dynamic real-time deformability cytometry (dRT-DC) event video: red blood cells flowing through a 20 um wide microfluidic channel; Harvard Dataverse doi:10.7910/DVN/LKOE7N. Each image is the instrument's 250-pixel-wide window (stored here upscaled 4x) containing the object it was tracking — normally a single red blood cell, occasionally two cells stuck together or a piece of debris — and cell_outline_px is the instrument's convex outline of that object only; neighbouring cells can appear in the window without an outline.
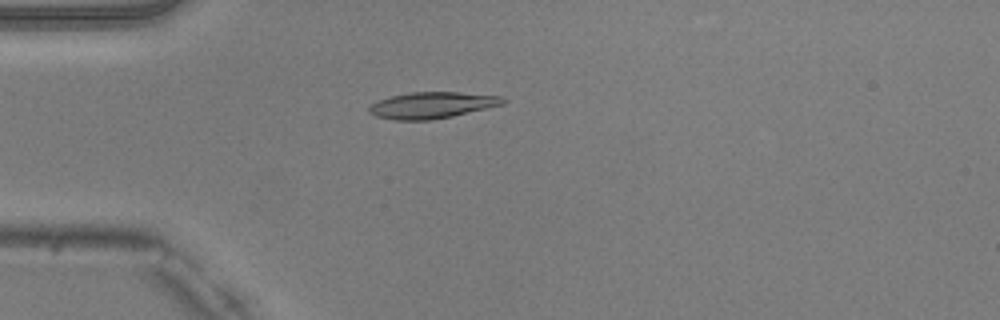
{"species": "common noctule bat (a hibernating species)", "species_latin": "Nyctalus noctula", "temperature_condition": "warm", "stored_images_in_passage": 47, "camera_frame_rate_fps": 3000, "um_per_image_px": 0.085, "animal": {"sex": "male", "body_mass_g": 20.5, "forearm_length_mm": 52.5}, "frame": {"image": 1, "passage_image": 14, "time_ms": 4.333, "image_size_px": [1000, 320], "cell_outline_px": [[508, 100], [504, 104], [452, 116], [432, 120], [396, 120], [376, 116], [368, 112], [368, 108], [372, 104], [380, 100], [392, 96], [412, 92], [460, 92], [504, 96]], "centroid_in_image_um": [36.77, 8.94], "position_along_channel_um": 48.2, "area_um2": 20.52}}
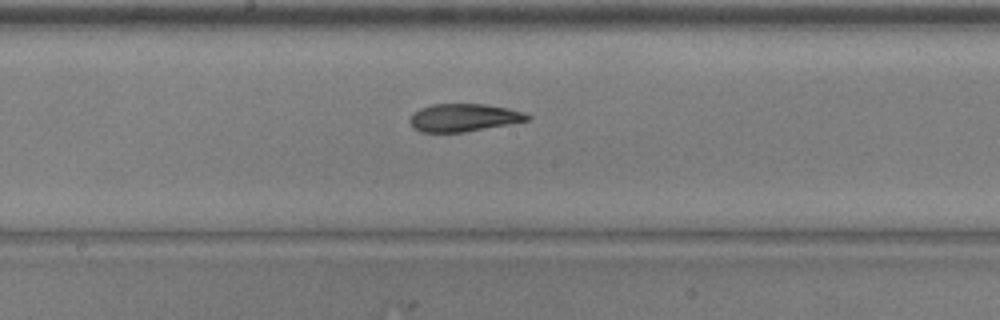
{"frame": {"image": 2, "passage_image": 27, "time_ms": 8.667, "image_size_px": [1000, 320], "cell_outline_px": [[532, 116], [528, 120], [508, 124], [464, 132], [420, 132], [412, 128], [408, 120], [412, 112], [420, 108], [432, 104], [488, 104], [508, 108], [524, 112]], "centroid_in_image_um": [39.37, 9.99], "position_along_channel_um": 208.8, "area_um2": 19.19}}
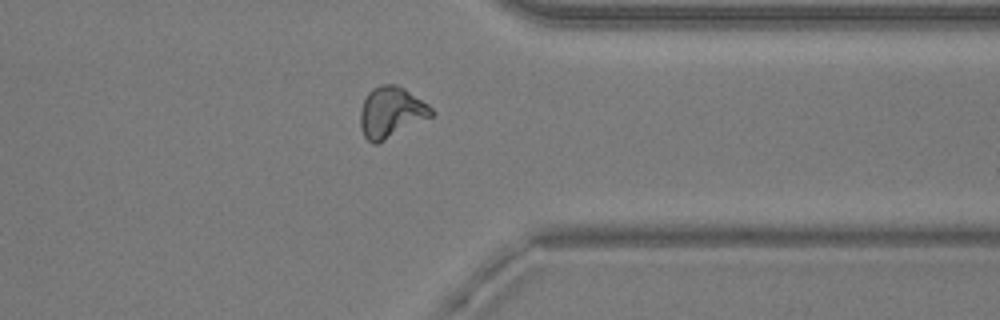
{"frame": {"image": 3, "passage_image": 40, "time_ms": 13.0, "image_size_px": [1000, 320], "cell_outline_px": [[436, 112], [432, 116], [376, 144], [372, 144], [364, 136], [360, 128], [360, 108], [368, 92], [372, 88], [380, 84], [396, 84], [404, 88], [428, 104]], "centroid_in_image_um": [33.23, 9.53], "position_along_channel_um": 378.2, "area_um2": 21.04}, "authors_computed_cell_mechanics": {"area_um2": 19.941, "velocity_mm_per_s": 4.0239, "shape_relaxation_time_tau1_ms": 5.112, "shape_relaxation_time_tau2_ms": 4.7568, "deformation_change_tau1": 0.1645, "deformation_change_tau2": 0.119}}